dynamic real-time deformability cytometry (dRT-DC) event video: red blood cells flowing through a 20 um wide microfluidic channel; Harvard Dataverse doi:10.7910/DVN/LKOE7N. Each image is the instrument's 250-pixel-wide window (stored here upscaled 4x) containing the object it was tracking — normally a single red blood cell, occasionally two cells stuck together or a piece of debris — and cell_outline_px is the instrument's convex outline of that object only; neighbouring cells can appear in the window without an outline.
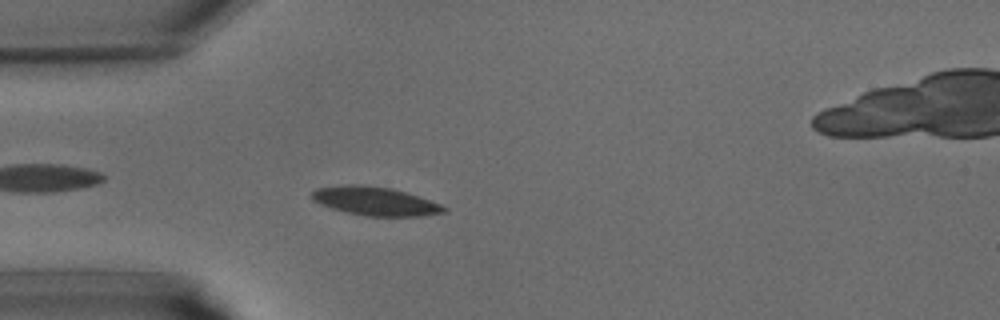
{"species": "common noctule bat (a hibernating species)", "species_latin": "Nyctalus noctula", "temperature_condition": "warm", "stored_images_in_passage": 41, "camera_frame_rate_fps": 3000, "um_per_image_px": 0.085, "animal": {"sex": "male", "body_mass_g": 15.6}, "frame": {"image": 1, "passage_image": 11, "time_ms": 3.333, "image_size_px": [1000, 320], "cell_outline_px": [[448, 208], [444, 212], [420, 216], [368, 216], [348, 212], [332, 208], [312, 200], [312, 192], [316, 188], [348, 184], [360, 184], [392, 188], [440, 204]], "centroid_in_image_um": [31.87, 17.09], "position_along_channel_um": 53.1, "area_um2": 21.68}}
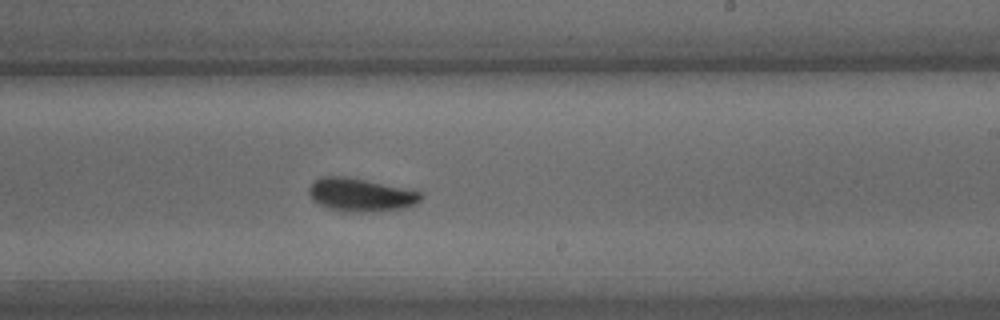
{"frame": {"image": 2, "passage_image": 24, "time_ms": 7.667, "image_size_px": [1000, 320], "cell_outline_px": [[424, 196], [416, 204], [404, 208], [380, 212], [344, 212], [328, 208], [320, 204], [308, 192], [308, 188], [320, 176], [348, 176], [368, 180], [424, 192]], "centroid_in_image_um": [30.72, 16.56], "position_along_channel_um": 258.3, "area_um2": 21.96}}
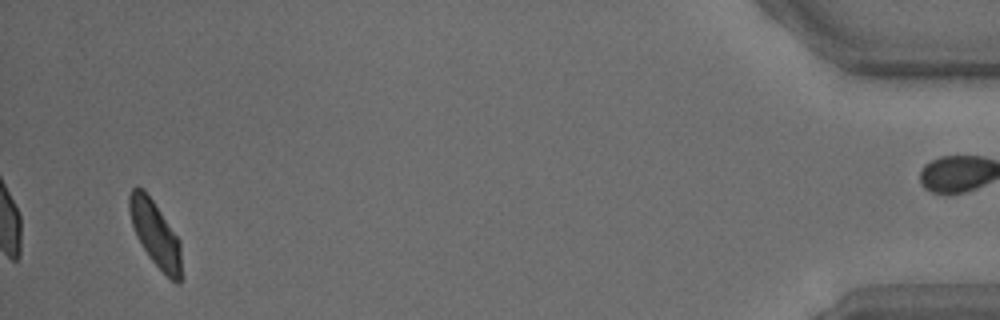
{"frame": {"image": 3, "passage_image": 39, "time_ms": 12.667, "image_size_px": [1000, 320], "cell_outline_px": [[180, 284], [176, 284], [152, 260], [136, 236], [132, 224], [128, 208], [128, 196], [132, 188], [136, 184], [144, 188], [180, 240]], "centroid_in_image_um": [13.16, 19.8], "position_along_channel_um": 422.0, "area_um2": 19.59}}